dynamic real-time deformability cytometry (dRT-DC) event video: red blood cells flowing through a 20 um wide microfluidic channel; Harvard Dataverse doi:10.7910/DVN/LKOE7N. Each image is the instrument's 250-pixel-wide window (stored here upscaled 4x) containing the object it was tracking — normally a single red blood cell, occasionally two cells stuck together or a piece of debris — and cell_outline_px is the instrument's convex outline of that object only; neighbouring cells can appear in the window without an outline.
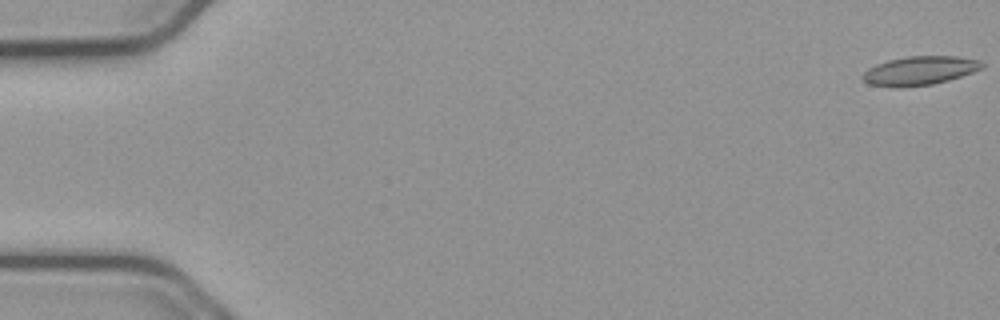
{"species": "common noctule bat (a hibernating species)", "species_latin": "Nyctalus noctula", "temperature_condition": "cold", "stored_images_in_passage": 49, "camera_frame_rate_fps": 3000, "um_per_image_px": 0.085, "animal": {"sex": "male", "body_mass_g": 23.1, "forearm_length_mm": 52.7}, "frame": {"image": 1, "passage_image": 1, "time_ms": 0.0, "image_size_px": [1000, 320], "cell_outline_px": [[984, 68], [948, 80], [932, 84], [900, 88], [868, 84], [860, 76], [868, 68], [876, 64], [888, 60], [908, 56], [956, 56], [980, 60], [984, 64]], "centroid_in_image_um": [78.15, 6.0], "position_along_channel_um": 6.8, "area_um2": 20.11}}
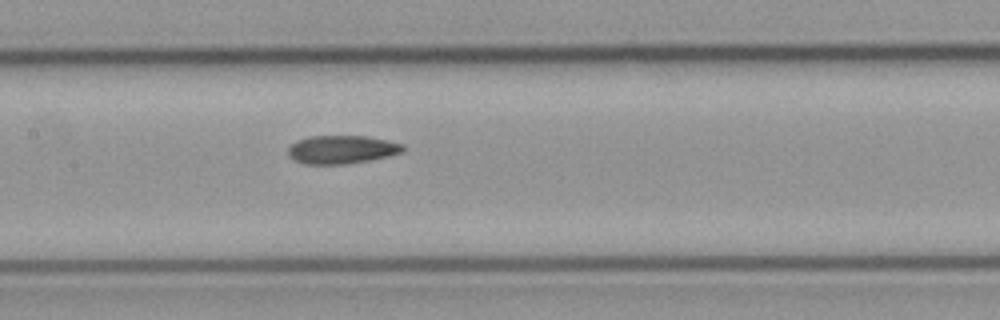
{"frame": {"image": 2, "passage_image": 27, "time_ms": 8.667, "image_size_px": [1000, 320], "cell_outline_px": [[404, 152], [388, 156], [348, 164], [304, 164], [296, 160], [288, 152], [288, 148], [296, 140], [312, 136], [368, 136], [404, 144]], "centroid_in_image_um": [29.08, 12.7], "position_along_channel_um": 178.3, "area_um2": 18.84}}
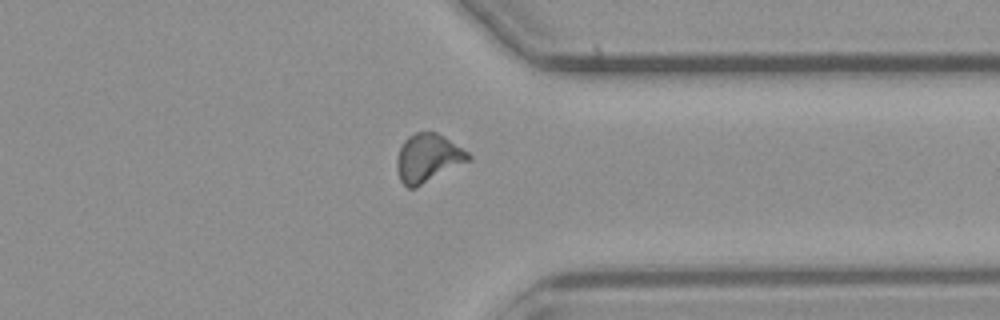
{"frame": {"image": 3, "passage_image": 43, "time_ms": 14.0, "image_size_px": [1000, 320], "cell_outline_px": [[472, 160], [416, 188], [408, 188], [400, 180], [396, 168], [396, 160], [400, 148], [404, 140], [408, 136], [416, 132], [436, 132], [444, 136], [468, 152], [472, 156]], "centroid_in_image_um": [36.38, 13.45], "position_along_channel_um": 375.0, "area_um2": 20.35}}